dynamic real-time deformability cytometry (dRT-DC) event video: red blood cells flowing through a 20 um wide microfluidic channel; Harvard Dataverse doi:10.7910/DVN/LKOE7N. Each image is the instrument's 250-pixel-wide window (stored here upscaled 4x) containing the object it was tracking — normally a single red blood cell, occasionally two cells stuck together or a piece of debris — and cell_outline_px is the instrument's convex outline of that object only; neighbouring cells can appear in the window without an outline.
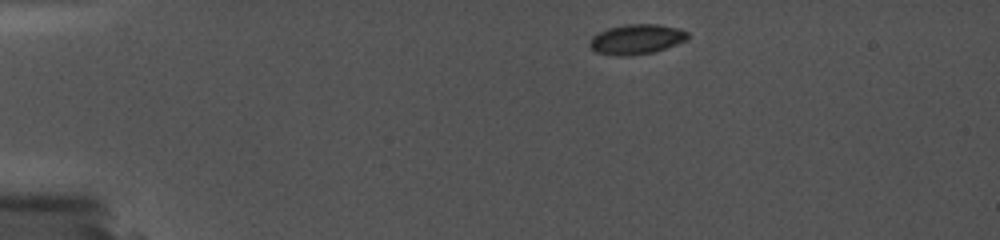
{"species": "common noctule bat (a hibernating species)", "species_latin": "Nyctalus noctula", "temperature_condition": "cold", "stored_images_in_passage": 5, "camera_frame_rate_fps": 5000, "um_per_image_px": 0.085, "animal": {"sex": "female", "body_mass_g": 19.0, "forearm_length_mm": 56.7}, "frame": {"image": 1, "passage_image": 1, "time_ms": 0.0, "image_size_px": [1000, 240], "cell_outline_px": [[688, 40], [652, 52], [628, 56], [620, 56], [596, 52], [588, 44], [592, 36], [608, 28], [624, 24], [656, 24], [680, 28], [688, 32]], "centroid_in_image_um": [54.11, 3.32], "position_along_channel_um": 30.9, "area_um2": 17.05}}